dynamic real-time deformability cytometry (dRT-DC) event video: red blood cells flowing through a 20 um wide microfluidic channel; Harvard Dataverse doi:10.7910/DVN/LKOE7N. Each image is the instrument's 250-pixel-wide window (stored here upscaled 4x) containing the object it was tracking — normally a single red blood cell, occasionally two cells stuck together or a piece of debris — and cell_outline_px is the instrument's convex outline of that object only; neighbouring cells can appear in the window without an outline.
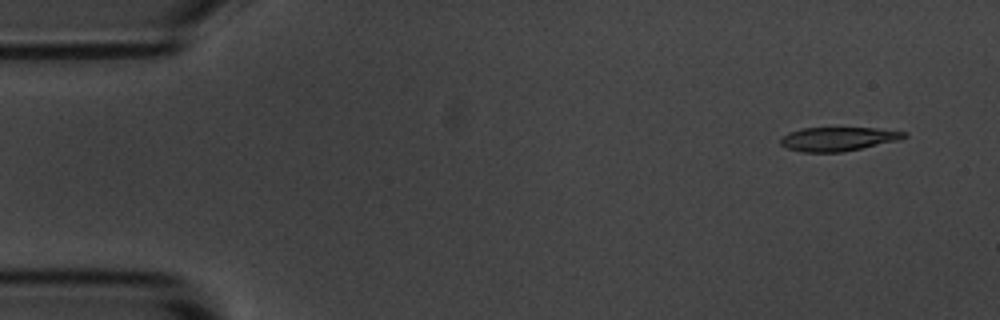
{"species": "common noctule bat (a hibernating species)", "species_latin": "Nyctalus noctula", "temperature_condition": "room temperature", "stored_images_in_passage": 4, "camera_frame_rate_fps": 3000, "um_per_image_px": 0.085, "animal": {"sex": "male", "body_mass_g": 20.1, "forearm_length_mm": 53.5}, "frame": {"image": 1, "passage_image": 1, "time_ms": 0.0, "image_size_px": [1000, 320], "cell_outline_px": [[908, 136], [900, 140], [844, 152], [800, 152], [788, 148], [780, 144], [780, 140], [788, 132], [804, 128], [876, 128], [908, 132]], "centroid_in_image_um": [71.28, 11.81], "position_along_channel_um": 13.7, "area_um2": 17.28}}
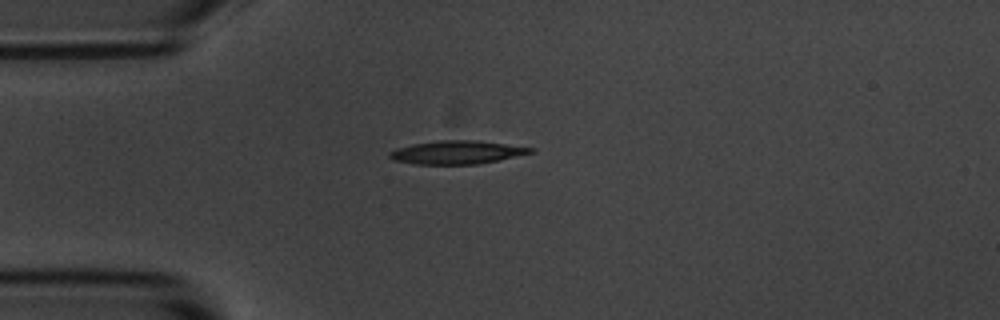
{"frame": {"image": 2, "passage_image": 4, "time_ms": 3.333, "image_size_px": [1000, 320], "cell_outline_px": [[536, 152], [476, 164], [412, 164], [392, 160], [388, 156], [388, 152], [396, 148], [412, 144], [436, 140], [480, 140], [536, 148]], "centroid_in_image_um": [38.82, 12.94], "position_along_channel_um": 46.2, "area_um2": 19.36}}